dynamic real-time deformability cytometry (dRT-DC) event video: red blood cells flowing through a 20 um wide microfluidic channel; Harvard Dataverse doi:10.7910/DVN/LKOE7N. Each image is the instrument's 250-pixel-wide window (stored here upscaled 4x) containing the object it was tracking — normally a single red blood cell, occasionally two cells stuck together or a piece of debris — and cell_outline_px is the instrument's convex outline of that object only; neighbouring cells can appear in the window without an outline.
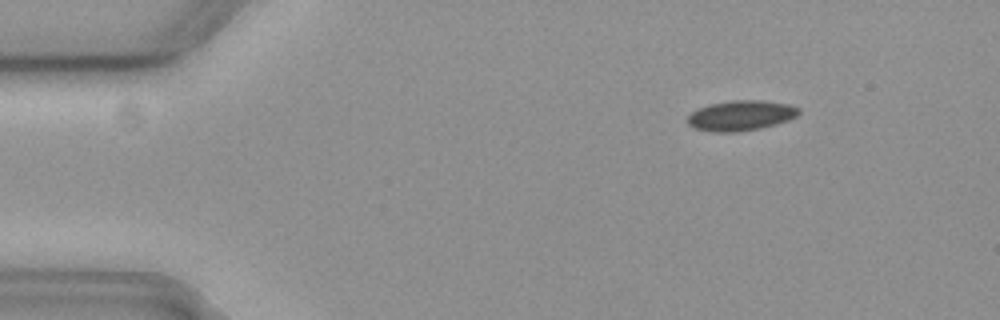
{"species": "common noctule bat (a hibernating species)", "species_latin": "Nyctalus noctula", "temperature_condition": "cold", "stored_images_in_passage": 11, "camera_frame_rate_fps": 3000, "um_per_image_px": 0.085, "animal": {"sex": "female", "body_mass_g": 19.3, "forearm_length_mm": 54.1}, "frame": {"image": 1, "passage_image": 1, "time_ms": 0.0, "image_size_px": [1000, 320], "cell_outline_px": [[800, 112], [796, 116], [788, 120], [776, 124], [760, 128], [736, 132], [712, 132], [696, 128], [688, 124], [684, 120], [692, 112], [700, 108], [712, 104], [732, 100], [760, 100], [788, 104], [800, 108]], "centroid_in_image_um": [62.97, 9.82], "position_along_channel_um": 22.0, "area_um2": 19.48}}